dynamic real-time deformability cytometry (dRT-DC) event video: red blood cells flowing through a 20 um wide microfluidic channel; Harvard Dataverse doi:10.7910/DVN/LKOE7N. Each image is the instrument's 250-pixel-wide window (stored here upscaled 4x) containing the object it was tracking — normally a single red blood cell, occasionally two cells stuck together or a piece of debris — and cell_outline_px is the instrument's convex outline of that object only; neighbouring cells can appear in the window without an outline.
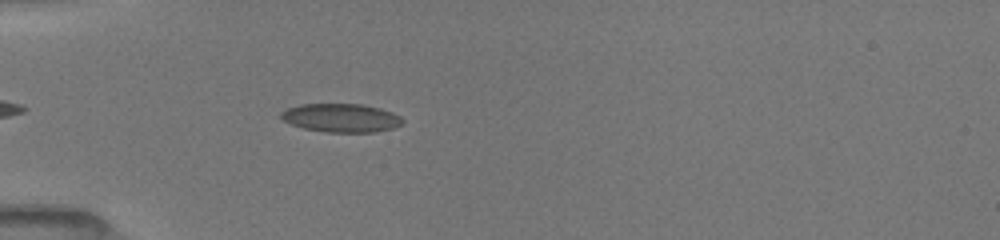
{"species": "common noctule bat (a hibernating species)", "species_latin": "Nyctalus noctula", "temperature_condition": "room temperature", "stored_images_in_passage": 23, "camera_frame_rate_fps": 3000, "um_per_image_px": 0.085, "animal": {"sex": "female", "body_mass_g": 19.5, "forearm_length_mm": 54.1}, "frame": {"image": 1, "passage_image": 7, "time_ms": 1.333, "image_size_px": [1000, 240], "cell_outline_px": [[404, 120], [400, 124], [392, 128], [372, 132], [328, 132], [304, 128], [292, 124], [284, 120], [280, 116], [280, 112], [288, 108], [300, 104], [364, 104], [380, 108], [392, 112], [400, 116]], "centroid_in_image_um": [29.0, 10.01], "position_along_channel_um": 56.0, "area_um2": 20.06}}
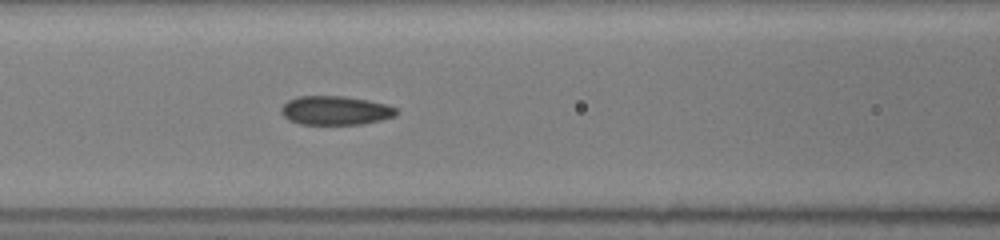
{"frame": {"image": 2, "passage_image": 19, "time_ms": 3.667, "image_size_px": [1000, 240], "cell_outline_px": [[396, 116], [380, 120], [360, 124], [300, 124], [288, 120], [280, 112], [280, 108], [288, 100], [296, 96], [344, 96], [368, 100], [388, 104], [396, 108]], "centroid_in_image_um": [28.49, 9.38], "position_along_channel_um": 138.1, "area_um2": 19.48}}
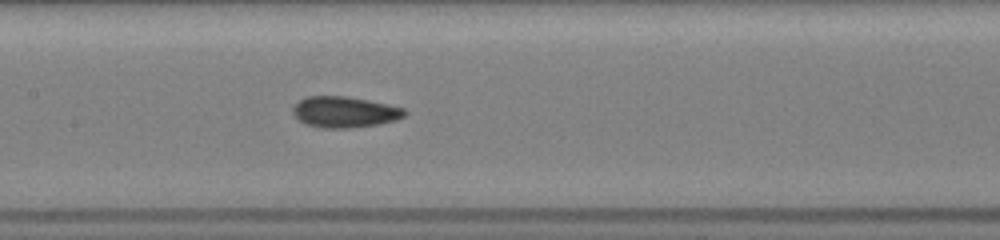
{"frame": {"image": 3, "passage_image": 23, "time_ms": 4.667, "image_size_px": [1000, 240], "cell_outline_px": [[408, 112], [404, 116], [396, 120], [380, 124], [348, 128], [320, 128], [304, 124], [292, 112], [292, 108], [300, 100], [308, 96], [344, 96], [368, 100], [388, 104], [404, 108]], "centroid_in_image_um": [29.3, 9.53], "position_along_channel_um": 178.1, "area_um2": 20.23}}